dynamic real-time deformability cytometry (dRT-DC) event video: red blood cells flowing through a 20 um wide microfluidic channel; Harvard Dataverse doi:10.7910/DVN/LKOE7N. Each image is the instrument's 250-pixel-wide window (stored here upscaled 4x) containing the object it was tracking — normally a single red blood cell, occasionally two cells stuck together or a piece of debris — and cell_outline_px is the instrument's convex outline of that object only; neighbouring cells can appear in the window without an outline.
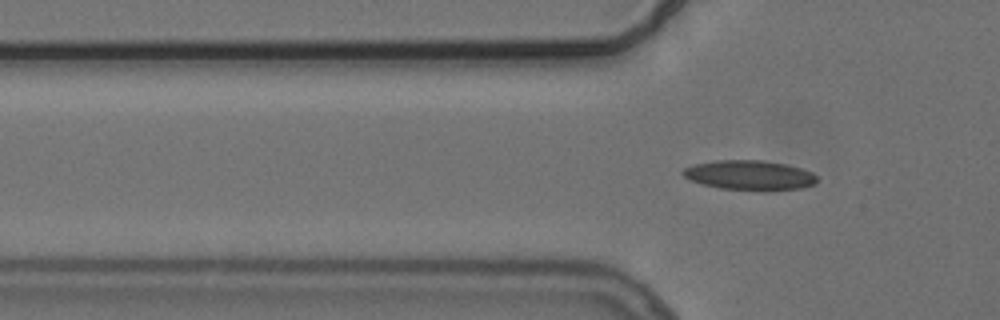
{"species": "common noctule bat (a hibernating species)", "species_latin": "Nyctalus noctula", "temperature_condition": "cold", "stored_images_in_passage": 3, "camera_frame_rate_fps": 3000, "um_per_image_px": 0.085, "animal": {"sex": "female", "body_mass_g": 24.6, "forearm_length_mm": 56.2}, "frame": {"image": 1, "passage_image": 3, "time_ms": 0.667, "image_size_px": [1000, 320], "cell_outline_px": [[816, 184], [800, 188], [720, 188], [700, 184], [684, 176], [680, 172], [684, 168], [692, 164], [716, 160], [764, 160], [784, 164], [800, 168], [812, 172], [816, 176]], "centroid_in_image_um": [63.64, 14.84], "position_along_channel_um": 62.2, "area_um2": 22.43}}